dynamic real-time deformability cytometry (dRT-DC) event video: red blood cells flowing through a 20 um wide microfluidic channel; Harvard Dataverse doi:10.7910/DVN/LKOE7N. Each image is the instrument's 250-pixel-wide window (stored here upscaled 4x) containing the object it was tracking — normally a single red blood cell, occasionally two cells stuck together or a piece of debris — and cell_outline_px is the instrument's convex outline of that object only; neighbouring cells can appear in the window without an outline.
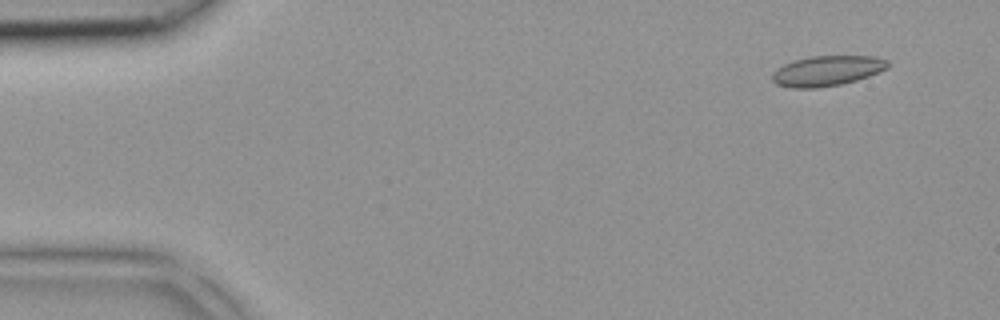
{"species": "common noctule bat (a hibernating species)", "species_latin": "Nyctalus noctula", "temperature_condition": "room temperature", "stored_images_in_passage": 43, "camera_frame_rate_fps": 3000, "um_per_image_px": 0.085, "animal": {"sex": "female", "body_mass_g": 18.4}, "frame": {"image": 1, "passage_image": 4, "time_ms": 1.0, "image_size_px": [1000, 320], "cell_outline_px": [[888, 68], [868, 76], [856, 80], [840, 84], [816, 88], [792, 88], [776, 84], [772, 80], [772, 72], [776, 68], [792, 60], [812, 56], [872, 56], [888, 60]], "centroid_in_image_um": [70.26, 6.01], "position_along_channel_um": 14.7, "area_um2": 20.35}}
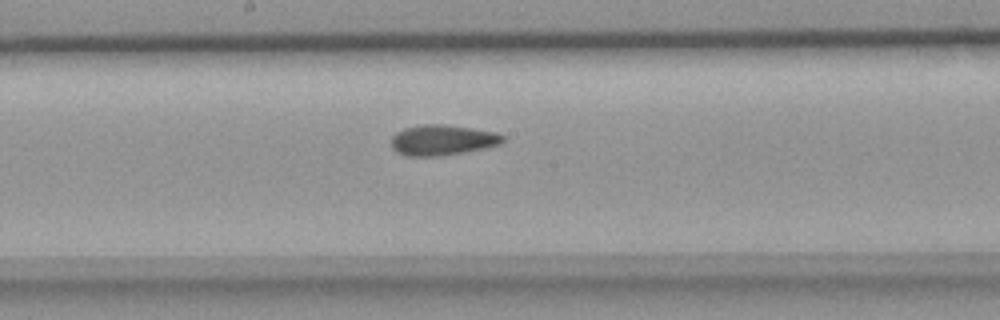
{"frame": {"image": 2, "passage_image": 23, "time_ms": 7.333, "image_size_px": [1000, 320], "cell_outline_px": [[504, 140], [500, 144], [484, 148], [436, 156], [408, 156], [396, 152], [392, 148], [392, 136], [396, 132], [404, 128], [424, 124], [444, 124], [472, 128], [496, 132], [504, 136]], "centroid_in_image_um": [37.58, 11.89], "position_along_channel_um": 210.6, "area_um2": 19.65}}
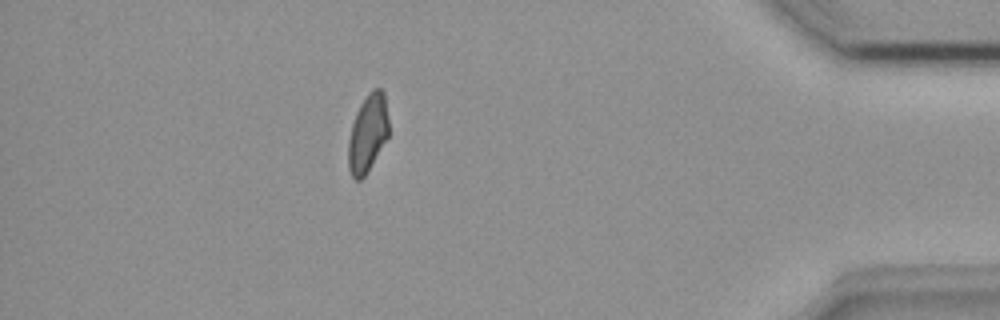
{"frame": {"image": 3, "passage_image": 38, "time_ms": 12.333, "image_size_px": [1000, 320], "cell_outline_px": [[388, 136], [364, 176], [360, 180], [356, 180], [352, 176], [348, 168], [348, 140], [352, 124], [356, 112], [360, 104], [368, 92], [372, 88], [380, 88], [384, 92], [388, 116]], "centroid_in_image_um": [31.25, 11.29], "position_along_channel_um": 404.0, "area_um2": 18.21}}